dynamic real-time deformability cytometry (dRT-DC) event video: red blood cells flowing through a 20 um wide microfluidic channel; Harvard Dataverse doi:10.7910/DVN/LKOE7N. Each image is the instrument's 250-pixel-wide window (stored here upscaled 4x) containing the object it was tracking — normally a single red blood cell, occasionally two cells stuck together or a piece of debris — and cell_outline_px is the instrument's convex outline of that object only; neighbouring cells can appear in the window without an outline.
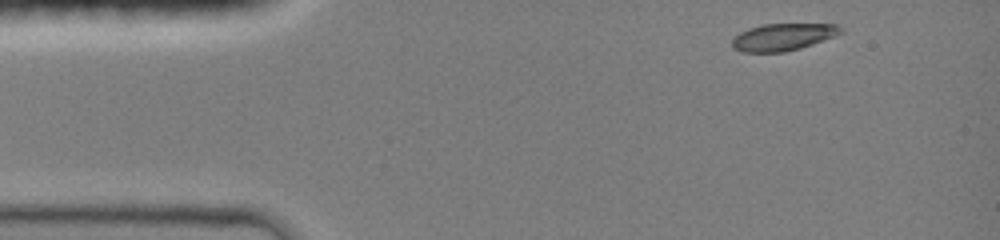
{"species": "common noctule bat (a hibernating species)", "species_latin": "Nyctalus noctula", "temperature_condition": "room temperature", "stored_images_in_passage": 6, "camera_frame_rate_fps": 3000, "um_per_image_px": 0.085, "animal": {"sex": "female", "body_mass_g": 19.0, "forearm_length_mm": 51.5}, "frame": {"image": 1, "passage_image": 1, "time_ms": 0.0, "image_size_px": [1000, 240], "cell_outline_px": [[844, 32], [836, 36], [800, 48], [784, 52], [740, 52], [732, 48], [732, 40], [740, 32], [748, 28], [764, 24], [840, 24], [844, 28]], "centroid_in_image_um": [66.59, 3.14], "position_along_channel_um": 18.4, "area_um2": 17.34}}
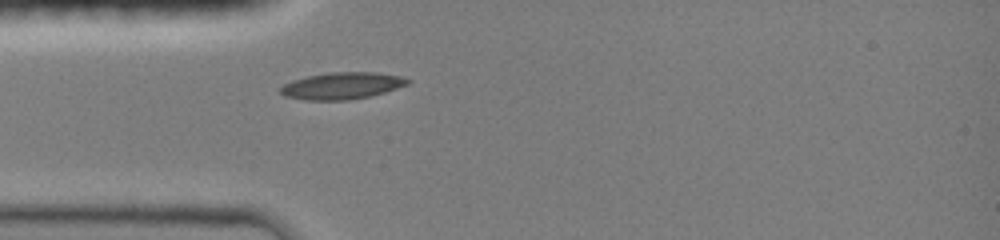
{"frame": {"image": 2, "passage_image": 6, "time_ms": 2.667, "image_size_px": [1000, 240], "cell_outline_px": [[412, 80], [408, 84], [384, 92], [368, 96], [348, 100], [304, 100], [284, 96], [280, 92], [280, 88], [284, 84], [292, 80], [308, 76], [328, 72], [376, 72], [400, 76]], "centroid_in_image_um": [29.04, 7.28], "position_along_channel_um": 56.0, "area_um2": 19.83}}